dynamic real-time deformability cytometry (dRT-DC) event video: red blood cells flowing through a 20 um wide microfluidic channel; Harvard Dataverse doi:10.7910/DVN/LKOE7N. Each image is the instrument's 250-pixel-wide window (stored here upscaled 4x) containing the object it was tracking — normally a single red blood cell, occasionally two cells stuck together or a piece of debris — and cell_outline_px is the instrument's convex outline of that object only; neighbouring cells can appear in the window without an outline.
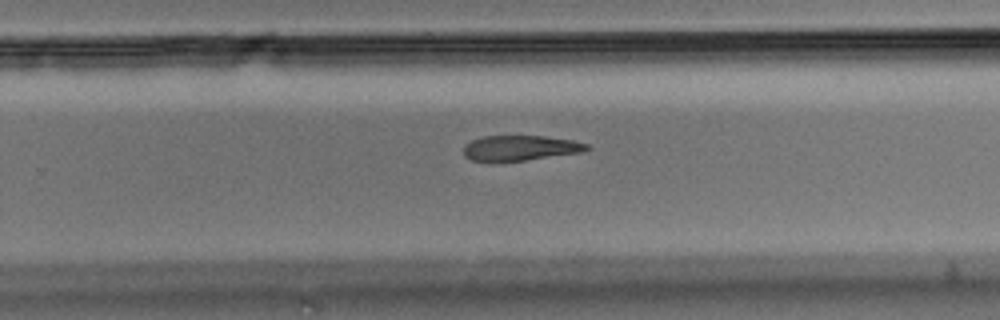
{"species": "Egyptian fruit bat (a non-hibernating species)", "species_latin": "Rousettus aegyptiacus", "temperature_condition": "room temperature", "stored_images_in_passage": 21, "camera_frame_rate_fps": 3000, "um_per_image_px": 0.085, "animal": {"sex": "male"}, "frame": {"image": 1, "passage_image": 15, "time_ms": 4.667, "image_size_px": [1000, 320], "cell_outline_px": [[588, 148], [584, 152], [524, 160], [492, 164], [472, 160], [464, 156], [464, 144], [472, 140], [484, 136], [544, 136], [572, 140], [588, 144]], "centroid_in_image_um": [44.15, 12.61], "position_along_channel_um": 285.7, "area_um2": 18.5}}